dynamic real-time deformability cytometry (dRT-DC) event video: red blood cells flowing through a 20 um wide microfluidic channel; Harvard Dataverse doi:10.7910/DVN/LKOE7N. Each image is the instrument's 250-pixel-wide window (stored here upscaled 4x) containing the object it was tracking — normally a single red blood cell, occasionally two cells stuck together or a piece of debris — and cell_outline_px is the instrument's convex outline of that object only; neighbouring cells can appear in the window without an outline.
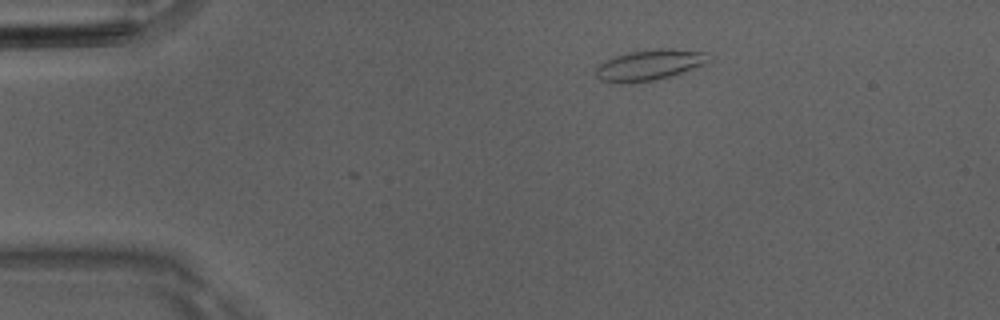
{"species": "Egyptian fruit bat (a non-hibernating species)", "species_latin": "Rousettus aegyptiacus", "temperature_condition": "room temperature", "stored_images_in_passage": 3, "camera_frame_rate_fps": 3000, "um_per_image_px": 0.085, "animal": {"sex": "male"}, "frame": {"image": 1, "passage_image": 1, "time_ms": 0.0, "image_size_px": [1000, 320], "cell_outline_px": [[712, 60], [680, 76], [628, 84], [620, 84], [604, 80], [596, 76], [596, 68], [600, 64], [616, 56], [628, 52], [660, 48], [672, 48], [708, 52]], "centroid_in_image_um": [55.32, 5.54], "position_along_channel_um": 29.7, "area_um2": 20.75}}